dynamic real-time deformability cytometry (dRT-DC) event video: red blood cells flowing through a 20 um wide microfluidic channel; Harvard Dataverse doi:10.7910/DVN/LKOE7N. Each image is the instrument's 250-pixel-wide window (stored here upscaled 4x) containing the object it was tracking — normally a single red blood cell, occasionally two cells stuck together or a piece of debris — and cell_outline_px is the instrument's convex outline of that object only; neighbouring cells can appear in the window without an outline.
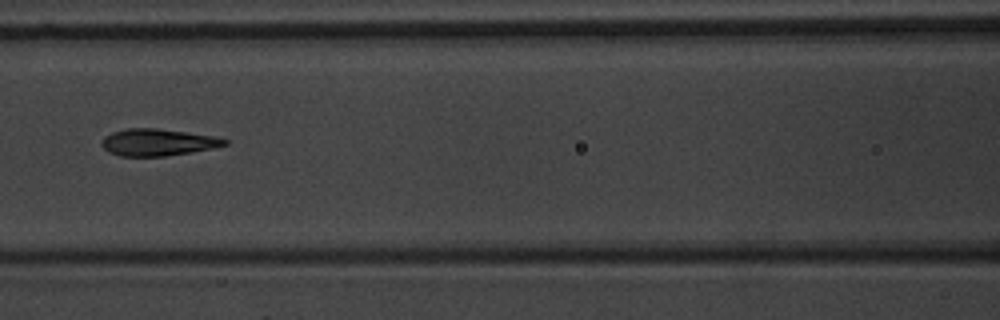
{"species": "common noctule bat (a hibernating species)", "species_latin": "Nyctalus noctula", "temperature_condition": "warm", "stored_images_in_passage": 10, "camera_frame_rate_fps": 3000, "um_per_image_px": 0.085, "animal": {"sex": "male", "body_mass_g": 20.1, "forearm_length_mm": 53.5}, "frame": {"image": 1, "passage_image": 7, "time_ms": 8.0, "image_size_px": [1000, 320], "cell_outline_px": [[228, 144], [188, 152], [164, 156], [120, 156], [108, 152], [100, 144], [100, 140], [104, 136], [112, 132], [124, 128], [156, 128], [216, 136], [228, 140]], "centroid_in_image_um": [13.33, 12.08], "position_along_channel_um": 153.3, "area_um2": 19.19}}
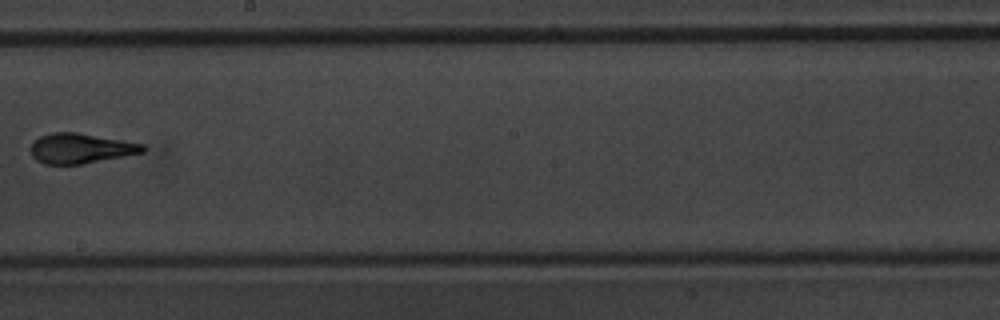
{"frame": {"image": 2, "passage_image": 9, "time_ms": 10.333, "image_size_px": [1000, 320], "cell_outline_px": [[148, 148], [144, 152], [124, 156], [80, 164], [44, 164], [36, 160], [32, 156], [32, 144], [40, 136], [52, 132], [76, 132], [144, 144]], "centroid_in_image_um": [6.87, 12.61], "position_along_channel_um": 241.3, "area_um2": 19.42}}
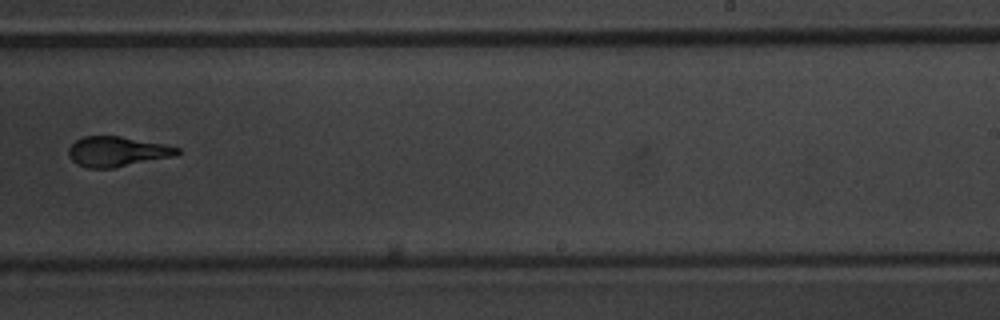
{"frame": {"image": 3, "passage_image": 10, "time_ms": 11.333, "image_size_px": [1000, 320], "cell_outline_px": [[180, 152], [176, 156], [112, 168], [88, 168], [76, 164], [68, 156], [68, 148], [76, 140], [84, 136], [120, 136], [164, 144], [180, 148]], "centroid_in_image_um": [9.94, 12.88], "position_along_channel_um": 279.1, "area_um2": 19.07}}